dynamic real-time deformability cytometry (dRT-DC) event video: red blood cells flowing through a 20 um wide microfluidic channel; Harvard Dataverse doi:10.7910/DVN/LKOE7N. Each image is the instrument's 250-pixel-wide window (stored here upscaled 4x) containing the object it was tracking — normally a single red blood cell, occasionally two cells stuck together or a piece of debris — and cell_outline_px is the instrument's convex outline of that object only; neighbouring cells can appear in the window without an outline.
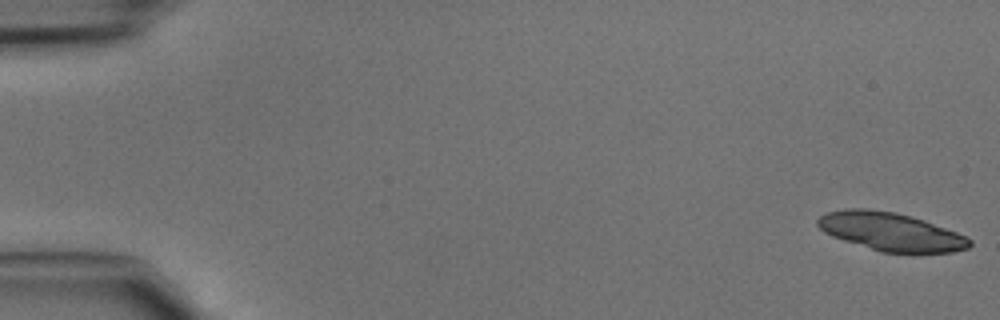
{"species": "common noctule bat (a hibernating species)", "species_latin": "Nyctalus noctula", "temperature_condition": "cold", "stored_images_in_passage": 27, "camera_frame_rate_fps": 3000, "um_per_image_px": 0.085, "animal": {"sex": "male", "body_mass_g": 15.6}, "frame": {"image": 1, "passage_image": 1, "time_ms": 0.0, "image_size_px": [1000, 320], "cell_outline_px": [[972, 244], [968, 248], [952, 252], [880, 252], [832, 236], [824, 232], [816, 224], [816, 220], [820, 216], [828, 212], [844, 208], [868, 208], [896, 212], [912, 216], [924, 220], [968, 236], [972, 240]], "centroid_in_image_um": [75.71, 19.67], "position_along_channel_um": 9.3, "area_um2": 33.93}}